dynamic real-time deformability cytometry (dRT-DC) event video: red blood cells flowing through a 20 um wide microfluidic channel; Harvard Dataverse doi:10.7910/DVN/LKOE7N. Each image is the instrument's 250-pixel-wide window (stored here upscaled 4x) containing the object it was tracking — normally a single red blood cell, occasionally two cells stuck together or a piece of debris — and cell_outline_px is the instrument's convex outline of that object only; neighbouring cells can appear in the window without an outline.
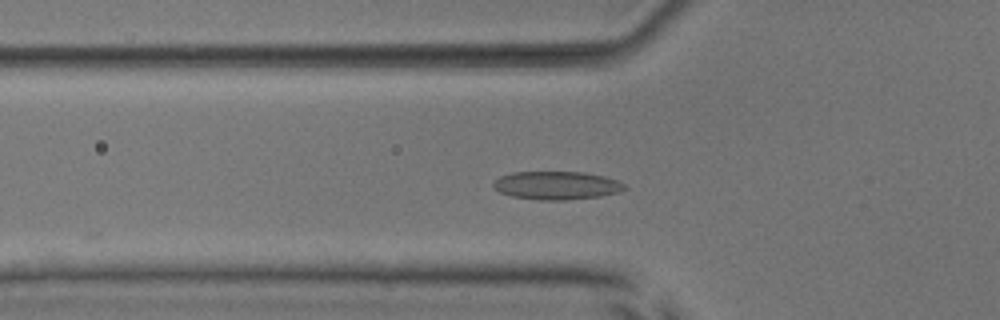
{"species": "common noctule bat (a hibernating species)", "species_latin": "Nyctalus noctula", "temperature_condition": "room temperature", "stored_images_in_passage": 20, "camera_frame_rate_fps": 3000, "um_per_image_px": 0.085, "animal": {"sex": "male", "body_mass_g": 17.9, "forearm_length_mm": 54.2}, "frame": {"image": 1, "passage_image": 3, "time_ms": 0.667, "image_size_px": [1000, 320], "cell_outline_px": [[628, 188], [620, 192], [600, 196], [568, 200], [540, 200], [512, 196], [500, 192], [492, 184], [500, 176], [512, 172], [584, 172], [604, 176], [616, 180], [624, 184]], "centroid_in_image_um": [47.34, 15.76], "position_along_channel_um": 78.5, "area_um2": 21.56}}
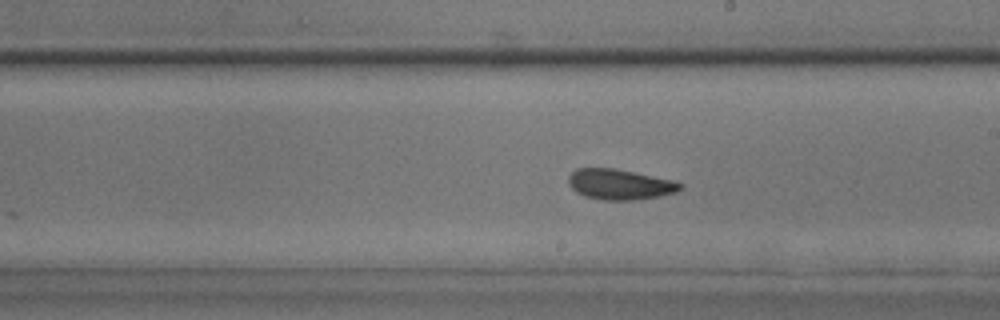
{"frame": {"image": 2, "passage_image": 15, "time_ms": 4.667, "image_size_px": [1000, 320], "cell_outline_px": [[684, 188], [676, 192], [660, 196], [632, 200], [604, 200], [584, 196], [576, 192], [568, 184], [568, 176], [576, 168], [612, 168], [672, 180], [684, 184]], "centroid_in_image_um": [52.67, 15.68], "position_along_channel_um": 236.3, "area_um2": 19.77}}
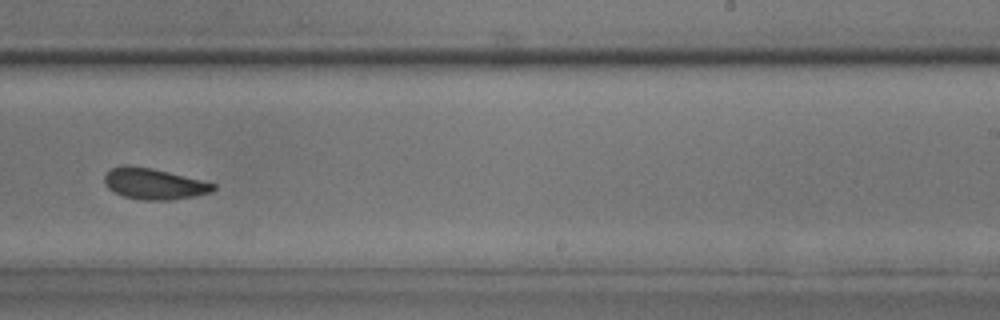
{"frame": {"image": 3, "passage_image": 18, "time_ms": 5.667, "image_size_px": [1000, 320], "cell_outline_px": [[216, 188], [212, 192], [192, 196], [168, 200], [144, 200], [124, 196], [108, 188], [104, 180], [104, 176], [112, 168], [120, 164], [128, 164], [152, 168], [216, 184]], "centroid_in_image_um": [13.06, 15.61], "position_along_channel_um": 275.9, "area_um2": 19.48}}